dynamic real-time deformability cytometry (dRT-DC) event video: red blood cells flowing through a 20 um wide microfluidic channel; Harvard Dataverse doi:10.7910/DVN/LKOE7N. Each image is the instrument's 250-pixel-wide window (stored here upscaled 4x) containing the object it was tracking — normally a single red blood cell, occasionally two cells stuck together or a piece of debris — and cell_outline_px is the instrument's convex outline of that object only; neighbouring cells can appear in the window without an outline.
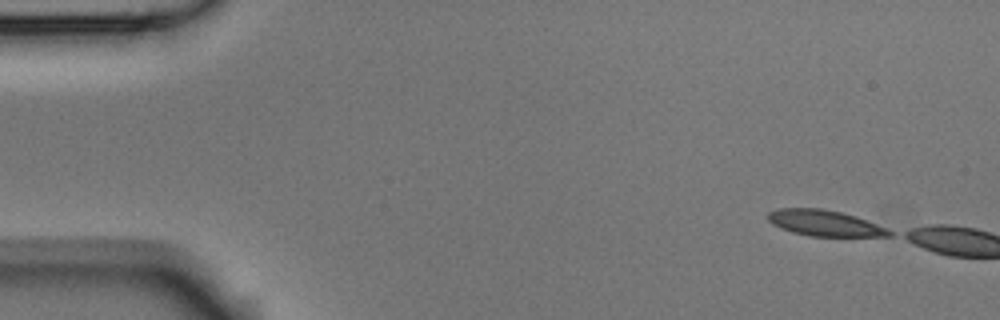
{"species": "Egyptian fruit bat (a non-hibernating species)", "species_latin": "Rousettus aegyptiacus", "temperature_condition": "room temperature", "stored_images_in_passage": 2, "camera_frame_rate_fps": 3000, "um_per_image_px": 0.085, "animal": {"sex": "male"}, "frame": {"image": 1, "passage_image": 1, "time_ms": 0.0, "image_size_px": [1000, 320], "cell_outline_px": [[892, 236], [808, 236], [792, 232], [780, 228], [772, 224], [768, 220], [768, 212], [776, 208], [820, 208], [840, 212], [856, 216], [876, 224], [892, 232]], "centroid_in_image_um": [70.03, 18.96], "position_along_channel_um": 15.0, "area_um2": 18.21}}